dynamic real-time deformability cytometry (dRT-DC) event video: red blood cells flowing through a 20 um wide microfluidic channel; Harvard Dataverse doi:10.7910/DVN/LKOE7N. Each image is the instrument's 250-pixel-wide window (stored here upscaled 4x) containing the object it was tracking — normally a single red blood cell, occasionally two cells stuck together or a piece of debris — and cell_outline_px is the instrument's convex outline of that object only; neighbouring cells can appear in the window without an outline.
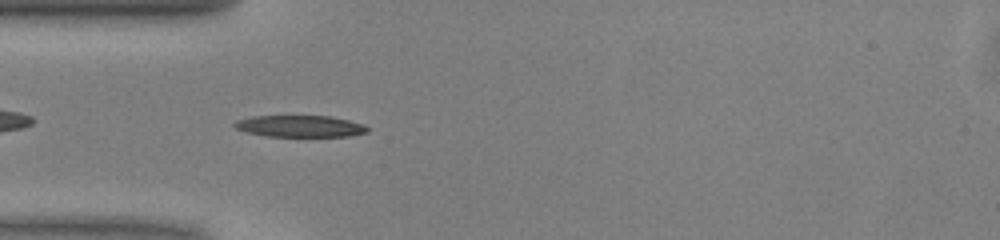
{"species": "common noctule bat (a hibernating species)", "species_latin": "Nyctalus noctula", "temperature_condition": "warm", "stored_images_in_passage": 38, "camera_frame_rate_fps": 3000, "um_per_image_px": 0.085, "animal": {"sex": "male", "body_mass_g": 13.0, "forearm_length_mm": 53.1}, "frame": {"image": 1, "passage_image": 3, "time_ms": 0.667, "image_size_px": [1000, 240], "cell_outline_px": [[368, 132], [348, 136], [264, 136], [248, 132], [236, 128], [232, 124], [236, 120], [252, 116], [332, 116], [364, 124], [368, 128]], "centroid_in_image_um": [25.5, 10.72], "position_along_channel_um": 59.5, "area_um2": 16.7}}
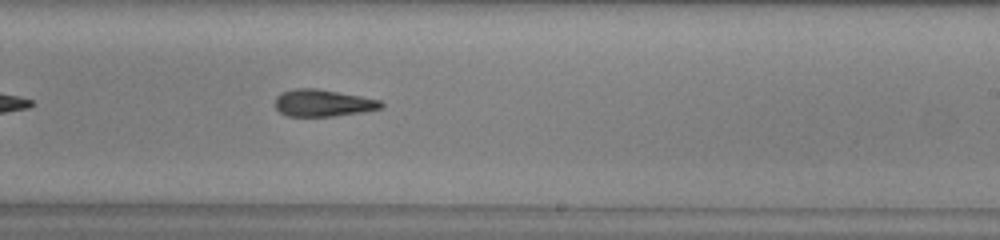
{"frame": {"image": 2, "passage_image": 18, "time_ms": 5.667, "image_size_px": [1000, 240], "cell_outline_px": [[384, 108], [364, 112], [332, 116], [288, 116], [280, 112], [276, 108], [276, 96], [280, 92], [296, 88], [316, 88], [360, 96], [380, 100], [384, 104]], "centroid_in_image_um": [27.46, 8.75], "position_along_channel_um": 261.5, "area_um2": 16.7}}
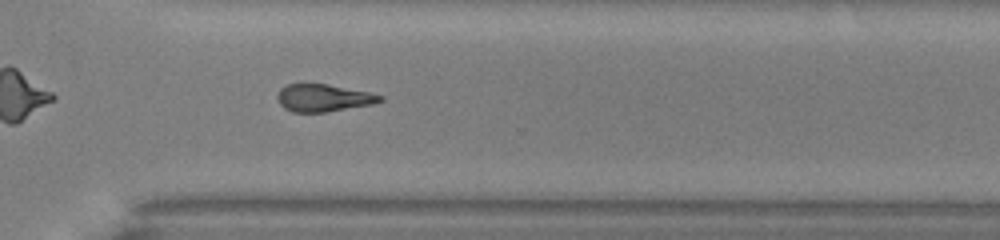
{"frame": {"image": 3, "passage_image": 24, "time_ms": 7.667, "image_size_px": [1000, 240], "cell_outline_px": [[384, 100], [376, 104], [324, 112], [292, 112], [284, 108], [280, 104], [276, 96], [280, 88], [288, 84], [328, 84], [368, 92], [384, 96]], "centroid_in_image_um": [27.51, 8.32], "position_along_channel_um": 343.1, "area_um2": 16.47}, "authors_computed_cell_mechanics": {"area_um2": 16.9643, "velocity_mm_per_s": 4.0704, "shape_relaxation_time_tau1_ms": 3.0641, "shape_relaxation_time_tau2_ms": 7.7129, "deformation_change_tau1": 0.1673, "deformation_change_tau2": 0.2261}}